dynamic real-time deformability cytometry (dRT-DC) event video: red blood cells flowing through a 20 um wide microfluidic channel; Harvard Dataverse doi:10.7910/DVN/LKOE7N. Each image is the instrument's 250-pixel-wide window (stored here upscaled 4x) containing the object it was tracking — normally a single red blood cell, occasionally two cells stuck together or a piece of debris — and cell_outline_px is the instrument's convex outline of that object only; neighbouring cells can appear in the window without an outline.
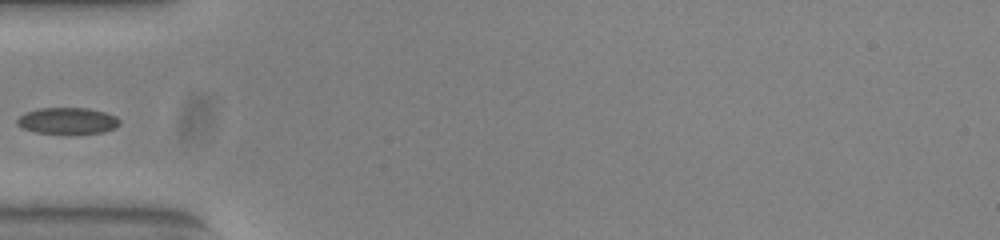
{"species": "common noctule bat (a hibernating species)", "species_latin": "Nyctalus noctula", "temperature_condition": "warm", "stored_images_in_passage": 14, "camera_frame_rate_fps": 3000, "um_per_image_px": 0.085, "animal": {"sex": "female", "body_mass_g": 23.0, "forearm_length_mm": 53.4}, "frame": {"image": 1, "passage_image": 1, "time_ms": 0.0, "image_size_px": [1000, 240], "cell_outline_px": [[120, 124], [116, 128], [104, 132], [36, 132], [24, 128], [16, 124], [16, 120], [24, 112], [40, 108], [88, 108], [104, 112], [116, 116], [120, 120]], "centroid_in_image_um": [5.75, 10.24], "position_along_channel_um": 79.2, "area_um2": 15.43}}